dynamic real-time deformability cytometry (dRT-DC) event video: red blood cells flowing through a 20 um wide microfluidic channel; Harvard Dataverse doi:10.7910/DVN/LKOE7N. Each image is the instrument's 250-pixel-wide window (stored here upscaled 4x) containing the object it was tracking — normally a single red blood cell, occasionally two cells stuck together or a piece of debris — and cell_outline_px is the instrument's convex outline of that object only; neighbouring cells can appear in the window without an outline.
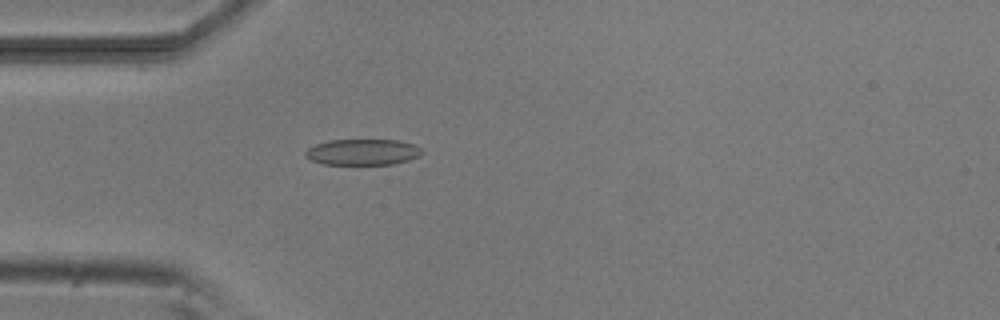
{"species": "common noctule bat (a hibernating species)", "species_latin": "Nyctalus noctula", "temperature_condition": "room temperature", "stored_images_in_passage": 4, "camera_frame_rate_fps": 3000, "um_per_image_px": 0.085, "animal": {"sex": "male", "body_mass_g": 20.5, "forearm_length_mm": 52.5}, "frame": {"image": 1, "passage_image": 4, "time_ms": 4.333, "image_size_px": [1000, 320], "cell_outline_px": [[424, 152], [420, 156], [408, 160], [392, 164], [324, 164], [312, 160], [304, 156], [304, 152], [308, 148], [316, 144], [328, 140], [400, 140], [412, 144], [420, 148]], "centroid_in_image_um": [30.82, 12.92], "position_along_channel_um": 54.2, "area_um2": 17.63}}